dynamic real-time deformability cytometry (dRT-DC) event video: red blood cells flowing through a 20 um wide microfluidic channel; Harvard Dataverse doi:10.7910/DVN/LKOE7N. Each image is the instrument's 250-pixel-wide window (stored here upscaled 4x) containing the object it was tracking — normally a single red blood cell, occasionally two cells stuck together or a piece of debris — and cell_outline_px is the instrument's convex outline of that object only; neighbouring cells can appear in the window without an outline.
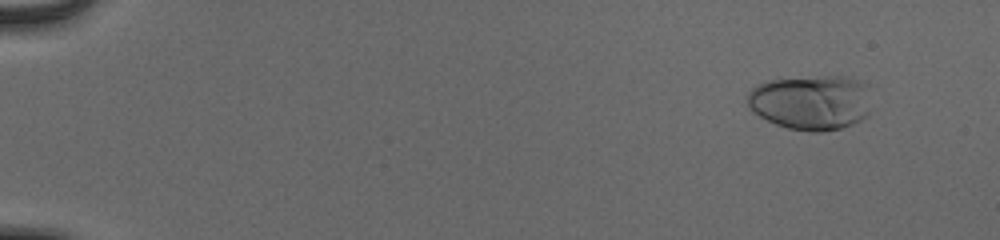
{"species": "human", "species_latin": "Homo sapiens", "temperature_condition": "cold", "stored_images_in_passage": 56, "camera_frame_rate_fps": 3000, "um_per_image_px": 0.085, "donor": {"sex": "male"}, "frame": {"image": 1, "passage_image": 6, "time_ms": 1.667, "image_size_px": [1000, 240], "cell_outline_px": [[868, 112], [860, 120], [852, 124], [840, 128], [820, 132], [812, 132], [788, 128], [776, 124], [752, 112], [748, 108], [748, 92], [756, 84], [768, 80], [824, 76], [844, 76], [856, 80], [864, 84]], "centroid_in_image_um": [68.85, 8.7], "position_along_channel_um": 16.2, "area_um2": 39.13}}
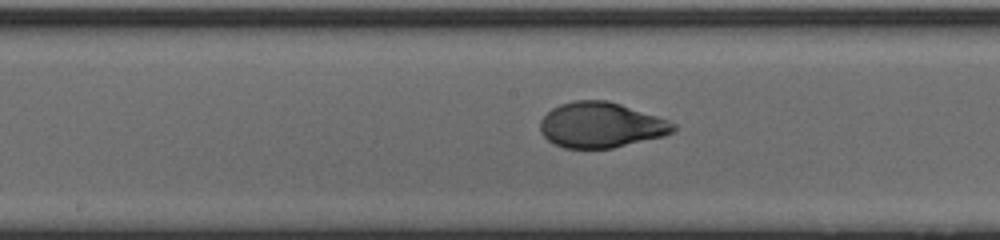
{"frame": {"image": 2, "passage_image": 32, "time_ms": 10.333, "image_size_px": [1000, 240], "cell_outline_px": [[676, 128], [672, 132], [664, 136], [612, 148], [564, 148], [552, 144], [540, 132], [540, 120], [552, 108], [560, 104], [572, 100], [608, 100], [668, 120], [676, 124]], "centroid_in_image_um": [51.05, 10.63], "position_along_channel_um": 197.1, "area_um2": 35.2}}
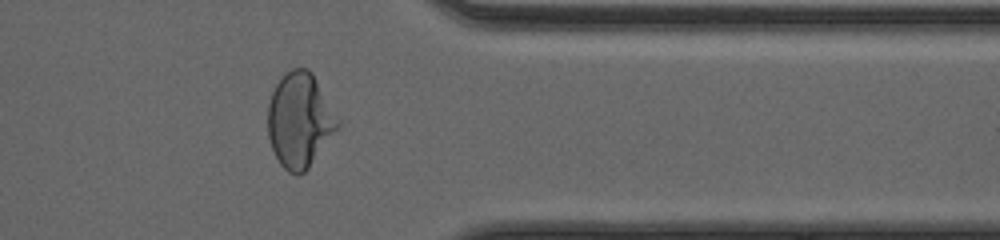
{"frame": {"image": 3, "passage_image": 47, "time_ms": 15.333, "image_size_px": [1000, 240], "cell_outline_px": [[340, 128], [308, 168], [300, 176], [296, 176], [288, 172], [280, 164], [272, 148], [268, 136], [268, 104], [272, 92], [276, 84], [292, 68], [308, 68], [312, 72], [340, 124]], "centroid_in_image_um": [25.47, 10.26], "position_along_channel_um": 385.9, "area_um2": 38.26}, "authors_computed_cell_mechanics": {"area_um2": 35.9805, "velocity_mm_per_s": 3.8941, "shape_relaxation_time_tau1_ms": 4.1643, "shape_relaxation_time_tau2_ms": null, "deformation_change_tau1": 0.2186, "deformation_change_tau2": null}}